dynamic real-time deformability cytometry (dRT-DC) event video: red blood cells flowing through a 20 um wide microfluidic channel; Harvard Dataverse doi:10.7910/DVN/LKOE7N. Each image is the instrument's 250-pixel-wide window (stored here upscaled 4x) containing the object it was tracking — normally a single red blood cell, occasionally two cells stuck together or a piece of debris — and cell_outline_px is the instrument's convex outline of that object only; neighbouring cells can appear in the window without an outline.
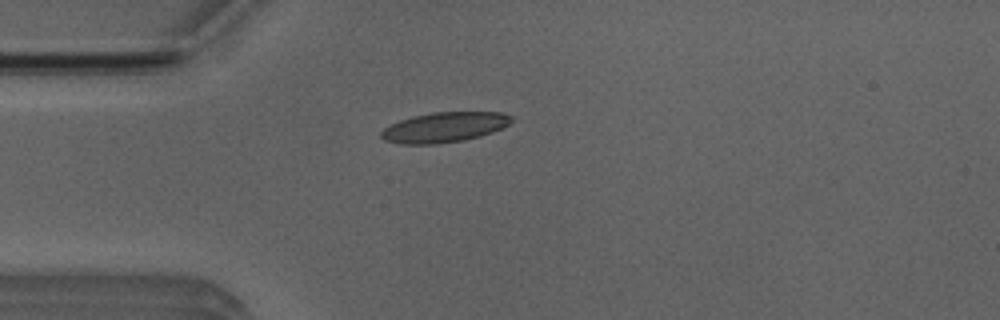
{"species": "Egyptian fruit bat (a non-hibernating species)", "species_latin": "Rousettus aegyptiacus", "temperature_condition": "room temperature", "stored_images_in_passage": 48, "camera_frame_rate_fps": 3000, "um_per_image_px": 0.085, "animal": {"sex": "male"}, "frame": {"image": 1, "passage_image": 9, "time_ms": 2.667, "image_size_px": [1000, 320], "cell_outline_px": [[516, 120], [492, 132], [480, 136], [464, 140], [436, 144], [400, 144], [384, 140], [380, 136], [380, 132], [384, 128], [400, 120], [412, 116], [432, 112], [500, 112], [512, 116]], "centroid_in_image_um": [37.76, 10.81], "position_along_channel_um": 47.2, "area_um2": 22.89}}
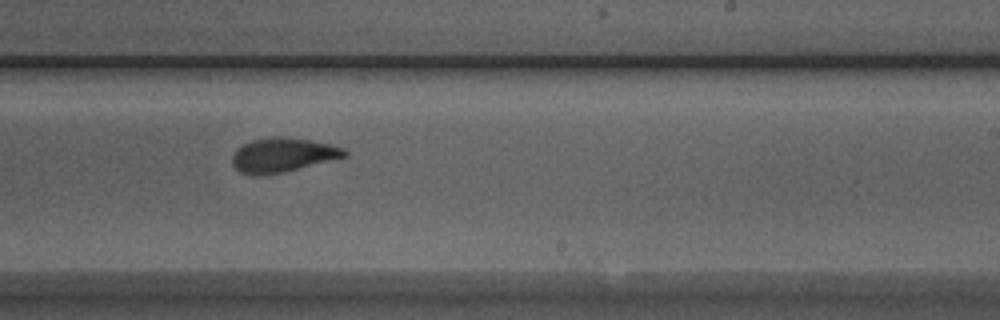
{"frame": {"image": 2, "passage_image": 27, "time_ms": 8.667, "image_size_px": [1000, 320], "cell_outline_px": [[348, 156], [284, 172], [256, 176], [252, 176], [240, 172], [232, 164], [232, 156], [236, 148], [252, 140], [272, 136], [280, 136], [308, 140], [332, 144], [344, 148], [348, 152]], "centroid_in_image_um": [24.02, 13.18], "position_along_channel_um": 265.0, "area_um2": 22.54}}
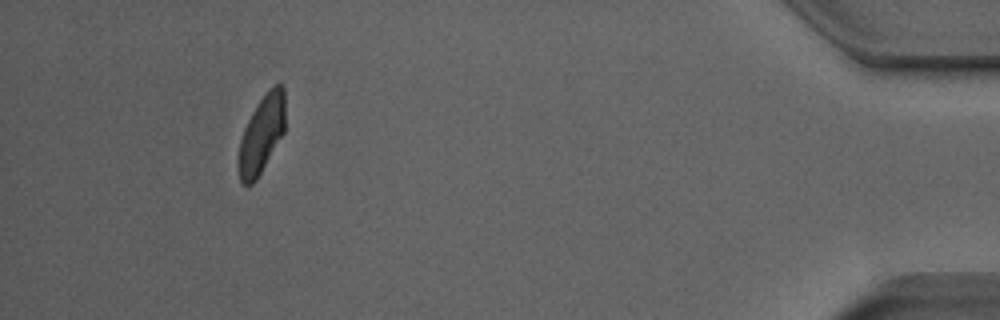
{"frame": {"image": 3, "passage_image": 44, "time_ms": 14.333, "image_size_px": [1000, 320], "cell_outline_px": [[284, 132], [256, 180], [252, 184], [244, 184], [240, 180], [240, 140], [244, 128], [252, 112], [260, 100], [280, 80], [284, 84]], "centroid_in_image_um": [22.27, 11.38], "position_along_channel_um": 412.9, "area_um2": 20.4}, "authors_computed_cell_mechanics": {"area_um2": 22.4264, "velocity_mm_per_s": 3.8483, "shape_relaxation_time_tau1_ms": 4.2485, "shape_relaxation_time_tau2_ms": 1.1661, "deformation_change_tau1": 0.1508, "deformation_change_tau2": 0.0886}}